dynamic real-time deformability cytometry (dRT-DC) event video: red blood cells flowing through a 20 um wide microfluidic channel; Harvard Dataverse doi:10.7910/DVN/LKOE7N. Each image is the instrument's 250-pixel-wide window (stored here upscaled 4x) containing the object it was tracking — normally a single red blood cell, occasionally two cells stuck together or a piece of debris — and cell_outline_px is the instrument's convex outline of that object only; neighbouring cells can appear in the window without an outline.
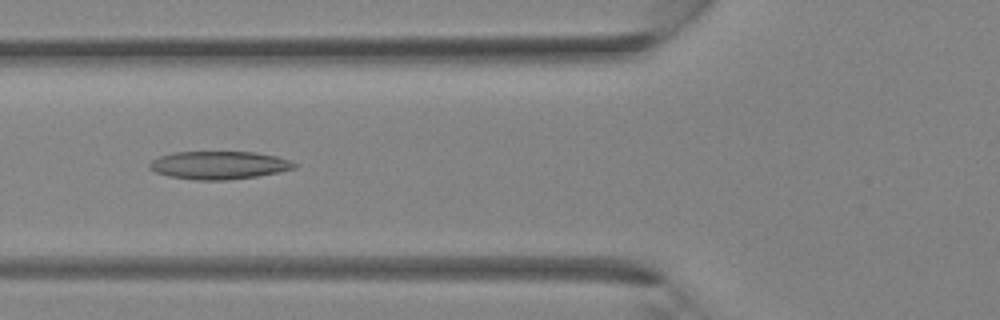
{"species": "Egyptian fruit bat (a non-hibernating species)", "species_latin": "Rousettus aegyptiacus", "temperature_condition": "room temperature", "stored_images_in_passage": 36, "camera_frame_rate_fps": 3000, "um_per_image_px": 0.085, "animal": {"sex": "female"}, "frame": {"image": 1, "passage_image": 13, "time_ms": 4.0, "image_size_px": [1000, 320], "cell_outline_px": [[296, 168], [280, 172], [256, 176], [228, 180], [196, 180], [172, 176], [156, 172], [148, 168], [148, 164], [152, 160], [160, 156], [176, 152], [256, 152], [276, 156], [292, 160], [296, 164]], "centroid_in_image_um": [18.65, 14.03], "position_along_channel_um": 107.2, "area_um2": 23.58}}
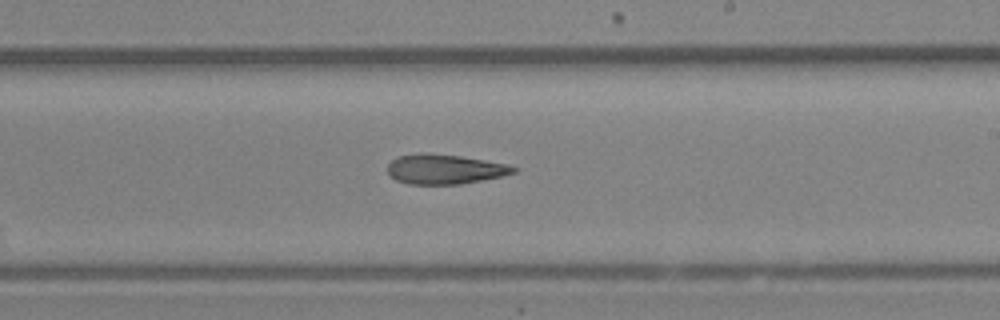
{"frame": {"image": 2, "passage_image": 21, "time_ms": 6.667, "image_size_px": [1000, 320], "cell_outline_px": [[520, 168], [516, 172], [500, 176], [460, 184], [408, 184], [396, 180], [388, 172], [388, 164], [396, 156], [420, 152], [424, 152], [460, 156], [508, 164]], "centroid_in_image_um": [37.79, 14.36], "position_along_channel_um": 251.2, "area_um2": 21.85}}
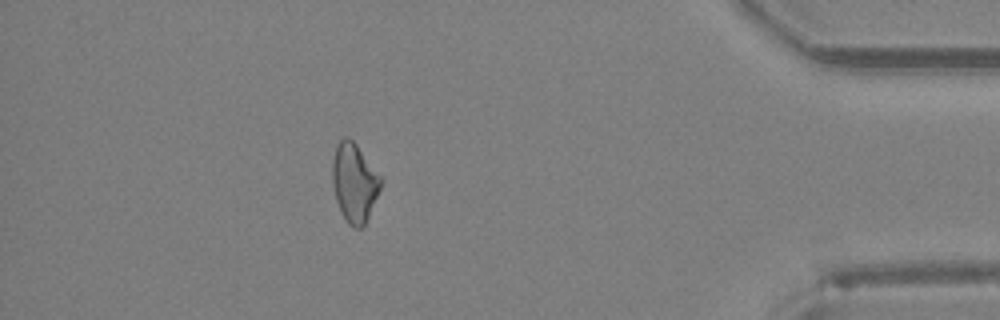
{"frame": {"image": 3, "passage_image": 32, "time_ms": 10.333, "image_size_px": [1000, 320], "cell_outline_px": [[384, 180], [368, 216], [364, 224], [360, 228], [352, 228], [348, 224], [340, 212], [336, 200], [332, 184], [332, 160], [336, 144], [344, 136], [348, 136], [356, 144]], "centroid_in_image_um": [30.1, 15.51], "position_along_channel_um": 405.1, "area_um2": 22.31}}